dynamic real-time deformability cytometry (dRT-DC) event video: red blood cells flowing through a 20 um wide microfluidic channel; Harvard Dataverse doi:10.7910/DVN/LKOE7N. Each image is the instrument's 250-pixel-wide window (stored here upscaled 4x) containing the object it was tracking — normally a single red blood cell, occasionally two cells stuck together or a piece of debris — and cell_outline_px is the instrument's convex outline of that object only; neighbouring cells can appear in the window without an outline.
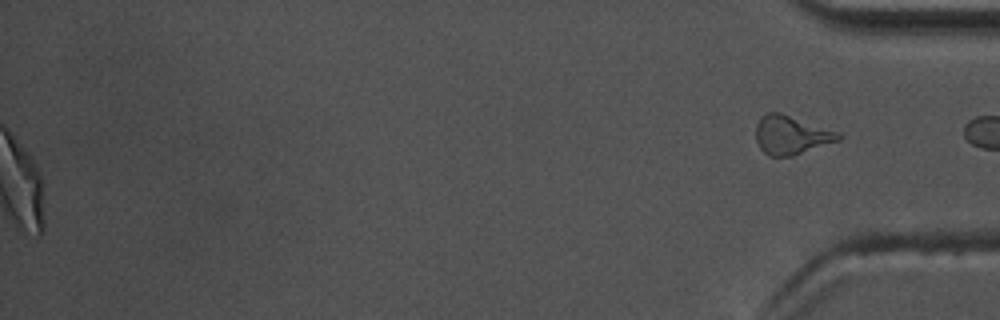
{"species": "common noctule bat (a hibernating species)", "species_latin": "Nyctalus noctula", "temperature_condition": "warm", "stored_images_in_passage": 42, "segment_of_instrument_passage": [2, 2], "camera_frame_rate_fps": 3000, "um_per_image_px": 0.085, "animal": {"sex": "male", "body_mass_g": 17.5, "forearm_length_mm": 52.3}, "frame": {"image": 1, "passage_image": 42, "time_ms": 13.667, "image_size_px": [1000, 320], "cell_outline_px": [[844, 136], [840, 140], [792, 156], [772, 156], [764, 152], [760, 148], [756, 140], [756, 124], [760, 116], [768, 112], [780, 112], [840, 132]], "centroid_in_image_um": [67.26, 11.46], "position_along_channel_um": 367.9, "area_um2": 18.73}}